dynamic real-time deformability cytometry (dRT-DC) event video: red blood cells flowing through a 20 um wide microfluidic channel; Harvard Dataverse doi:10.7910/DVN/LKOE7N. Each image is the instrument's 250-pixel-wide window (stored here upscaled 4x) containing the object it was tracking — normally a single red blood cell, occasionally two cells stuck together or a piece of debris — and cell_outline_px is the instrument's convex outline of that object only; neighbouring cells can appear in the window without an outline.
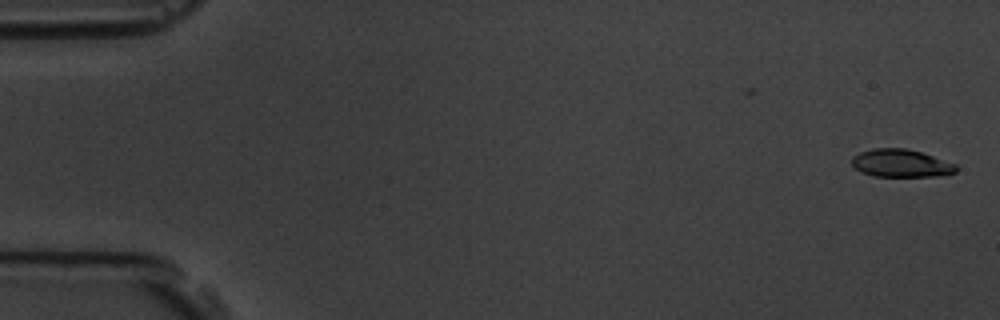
{"species": "common noctule bat (a hibernating species)", "species_latin": "Nyctalus noctula", "temperature_condition": "room temperature", "stored_images_in_passage": 5, "camera_frame_rate_fps": 3000, "um_per_image_px": 0.085, "animal": {"sex": "male", "body_mass_g": 19.5, "forearm_length_mm": 54.6}, "frame": {"image": 1, "passage_image": 1, "time_ms": 0.0, "image_size_px": [1000, 320], "cell_outline_px": [[956, 172], [936, 176], [872, 176], [860, 172], [852, 164], [852, 156], [860, 152], [872, 148], [904, 148], [920, 152], [956, 164]], "centroid_in_image_um": [76.53, 13.87], "position_along_channel_um": 8.5, "area_um2": 16.76}}
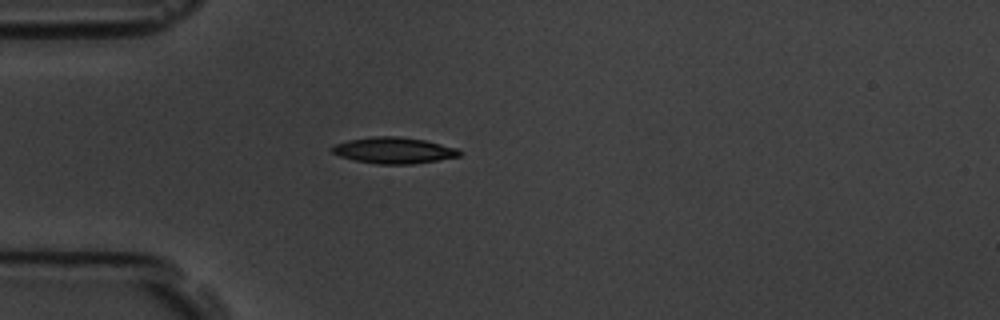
{"frame": {"image": 2, "passage_image": 5, "time_ms": 4.667, "image_size_px": [1000, 320], "cell_outline_px": [[464, 152], [460, 156], [412, 164], [376, 164], [356, 160], [340, 156], [332, 152], [328, 148], [336, 144], [348, 140], [372, 136], [400, 136], [424, 140], [456, 148]], "centroid_in_image_um": [33.46, 12.77], "position_along_channel_um": 51.5, "area_um2": 19.42}}